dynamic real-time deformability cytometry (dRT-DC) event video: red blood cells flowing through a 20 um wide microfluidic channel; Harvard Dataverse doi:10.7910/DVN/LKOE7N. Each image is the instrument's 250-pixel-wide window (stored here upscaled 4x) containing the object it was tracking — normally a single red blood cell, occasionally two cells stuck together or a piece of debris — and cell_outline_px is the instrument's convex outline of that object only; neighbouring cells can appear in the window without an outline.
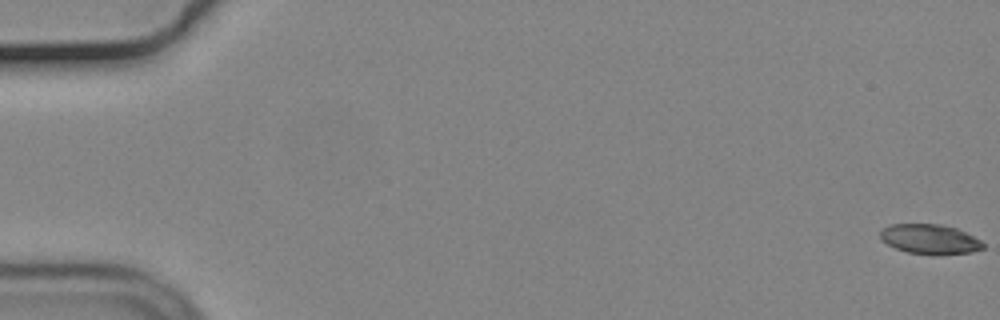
{"species": "common noctule bat (a hibernating species)", "species_latin": "Nyctalus noctula", "temperature_condition": "cold", "stored_images_in_passage": 57, "camera_frame_rate_fps": 3000, "um_per_image_px": 0.085, "animal": {"sex": "male", "body_mass_g": 19.2, "forearm_length_mm": 51.8}, "frame": {"image": 1, "passage_image": 1, "time_ms": 0.0, "image_size_px": [1000, 320], "cell_outline_px": [[984, 248], [972, 252], [936, 256], [908, 252], [896, 248], [880, 240], [880, 232], [884, 228], [892, 224], [940, 224], [956, 228], [980, 240], [984, 244]], "centroid_in_image_um": [79.04, 20.35], "position_along_channel_um": 6.0, "area_um2": 17.92}}
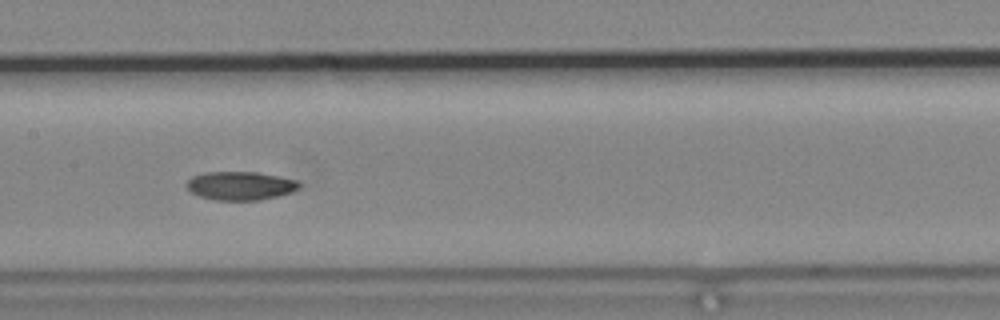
{"frame": {"image": 2, "passage_image": 29, "time_ms": 9.333, "image_size_px": [1000, 320], "cell_outline_px": [[304, 184], [300, 188], [292, 192], [260, 200], [216, 200], [200, 196], [192, 192], [184, 184], [192, 176], [204, 172], [256, 172], [300, 180]], "centroid_in_image_um": [20.48, 15.78], "position_along_channel_um": 186.9, "area_um2": 18.9}}
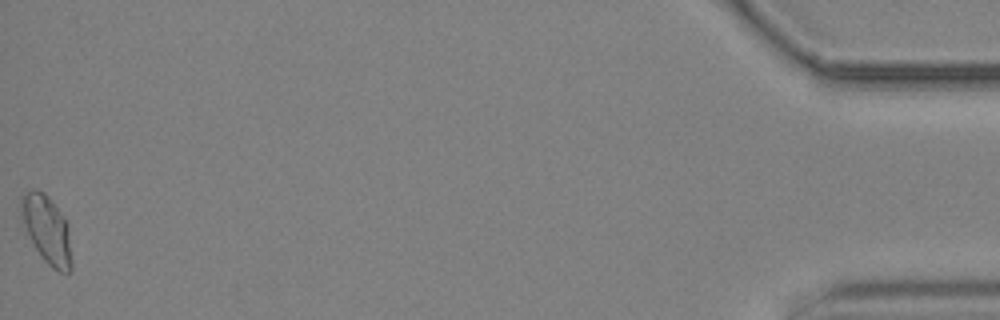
{"frame": {"image": 3, "passage_image": 57, "time_ms": 18.667, "image_size_px": [1000, 320], "cell_outline_px": [[72, 272], [56, 272], [44, 260], [36, 248], [28, 232], [20, 212], [20, 196], [32, 188], [36, 188], [44, 192], [56, 204], [64, 220], [72, 260]], "centroid_in_image_um": [3.96, 19.49], "position_along_channel_um": 431.2, "area_um2": 19.54}, "authors_computed_cell_mechanics": {"area_um2": 18.7272, "velocity_mm_per_s": 3.684, "shape_relaxation_time_tau1_ms": null, "shape_relaxation_time_tau2_ms": 2.116, "deformation_change_tau1": null, "deformation_change_tau2": 0.0508}}